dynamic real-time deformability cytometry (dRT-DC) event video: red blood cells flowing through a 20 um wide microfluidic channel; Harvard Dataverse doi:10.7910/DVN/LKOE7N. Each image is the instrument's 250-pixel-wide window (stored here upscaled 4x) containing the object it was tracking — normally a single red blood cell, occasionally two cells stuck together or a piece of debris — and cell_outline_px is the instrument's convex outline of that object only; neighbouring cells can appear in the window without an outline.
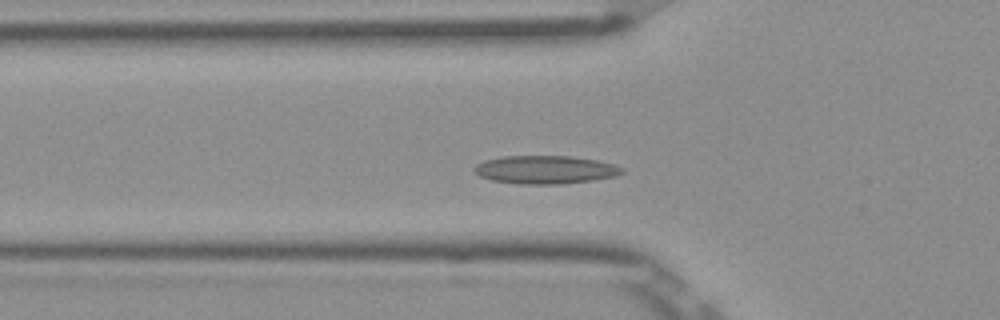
{"species": "Egyptian fruit bat (a non-hibernating species)", "species_latin": "Rousettus aegyptiacus", "temperature_condition": "room temperature", "stored_images_in_passage": 39, "camera_frame_rate_fps": 3000, "um_per_image_px": 0.085, "frame": {"image": 1, "passage_image": 3, "time_ms": 0.667, "image_size_px": [1000, 320], "cell_outline_px": [[624, 172], [616, 176], [592, 180], [560, 184], [520, 184], [492, 180], [480, 176], [472, 172], [472, 168], [476, 164], [484, 160], [504, 156], [572, 156], [596, 160], [612, 164], [624, 168]], "centroid_in_image_um": [46.31, 14.42], "position_along_channel_um": 79.5, "area_um2": 24.33}}
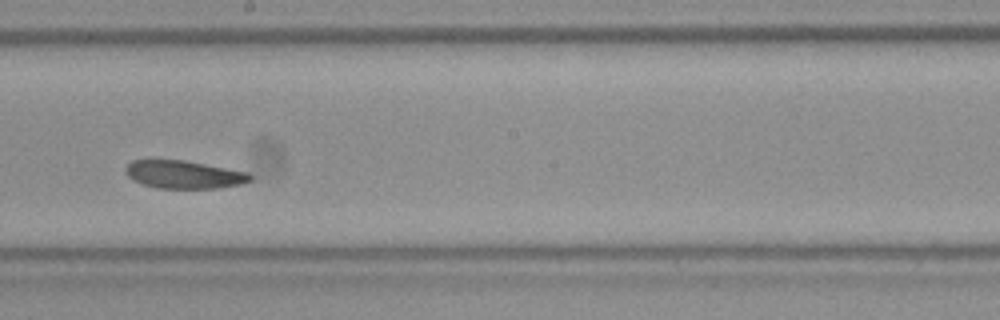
{"frame": {"image": 2, "passage_image": 15, "time_ms": 4.667, "image_size_px": [1000, 320], "cell_outline_px": [[252, 180], [240, 184], [220, 188], [156, 188], [132, 180], [124, 172], [124, 168], [132, 160], [152, 156], [184, 160], [248, 172], [252, 176]], "centroid_in_image_um": [15.53, 14.79], "position_along_channel_um": 232.7, "area_um2": 21.04}}
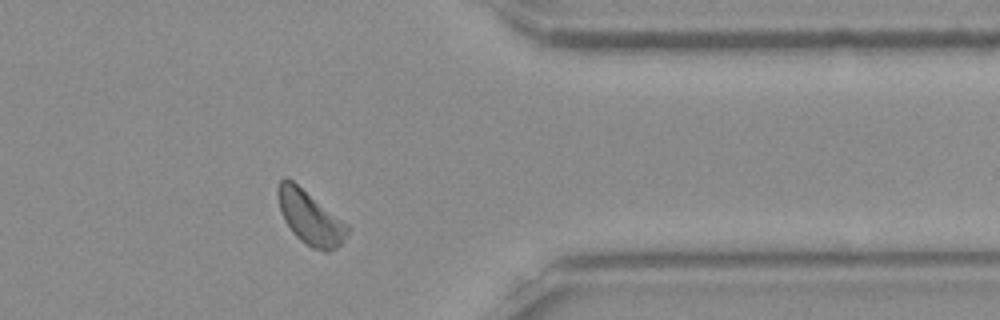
{"frame": {"image": 3, "passage_image": 28, "time_ms": 9.0, "image_size_px": [1000, 320], "cell_outline_px": [[352, 228], [348, 236], [336, 248], [328, 252], [324, 252], [312, 248], [304, 244], [292, 232], [284, 220], [280, 208], [276, 192], [276, 188], [280, 180], [284, 176], [292, 180], [348, 224]], "centroid_in_image_um": [26.37, 18.51], "position_along_channel_um": 385.0, "area_um2": 21.96}, "authors_computed_cell_mechanics": {"area_um2": 21.0392, "velocity_mm_per_s": 3.8196, "shape_relaxation_time_tau1_ms": 3.7876, "shape_relaxation_time_tau2_ms": 2.4792, "deformation_change_tau1": 0.0692, "deformation_change_tau2": 0.069}}